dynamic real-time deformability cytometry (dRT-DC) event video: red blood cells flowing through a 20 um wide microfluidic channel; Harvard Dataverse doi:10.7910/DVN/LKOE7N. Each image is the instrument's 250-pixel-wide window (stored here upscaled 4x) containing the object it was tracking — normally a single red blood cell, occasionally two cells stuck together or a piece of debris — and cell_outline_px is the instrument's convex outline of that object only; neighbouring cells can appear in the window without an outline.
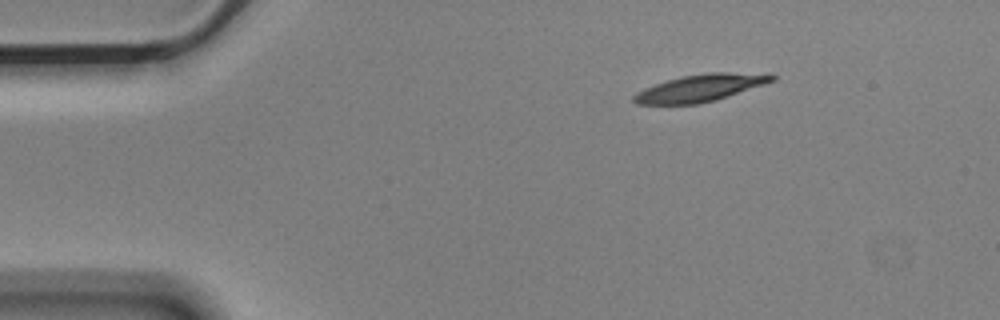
{"species": "Egyptian fruit bat (a non-hibernating species)", "species_latin": "Rousettus aegyptiacus", "temperature_condition": "cold", "stored_images_in_passage": 3, "camera_frame_rate_fps": 3000, "um_per_image_px": 0.085, "animal": {"sex": "male"}, "frame": {"image": 1, "passage_image": 1, "time_ms": 0.0, "image_size_px": [1000, 320], "cell_outline_px": [[776, 80], [716, 100], [696, 104], [636, 104], [632, 100], [632, 96], [636, 92], [644, 88], [680, 76], [708, 72], [728, 72], [776, 76]], "centroid_in_image_um": [59.45, 7.48], "position_along_channel_um": 25.6, "area_um2": 21.5}}